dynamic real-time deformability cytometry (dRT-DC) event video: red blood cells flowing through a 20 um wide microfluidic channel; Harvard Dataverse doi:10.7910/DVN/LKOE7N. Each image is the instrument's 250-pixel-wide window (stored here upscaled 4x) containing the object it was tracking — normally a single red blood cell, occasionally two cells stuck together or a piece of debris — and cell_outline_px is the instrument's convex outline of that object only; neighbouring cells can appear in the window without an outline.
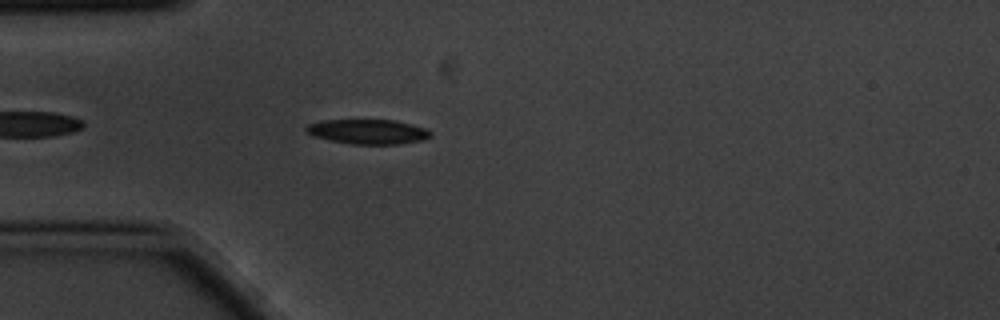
{"species": "common noctule bat (a hibernating species)", "species_latin": "Nyctalus noctula", "temperature_condition": "cold", "stored_images_in_passage": 5, "camera_frame_rate_fps": 3000, "um_per_image_px": 0.085, "animal": {"sex": "male", "body_mass_g": 20.1, "forearm_length_mm": 53.5}, "frame": {"image": 1, "passage_image": 5, "time_ms": 1.333, "image_size_px": [1000, 320], "cell_outline_px": [[432, 132], [428, 136], [420, 140], [396, 144], [352, 144], [312, 136], [304, 128], [308, 124], [320, 120], [396, 120], [428, 128]], "centroid_in_image_um": [31.26, 11.17], "position_along_channel_um": 53.7, "area_um2": 17.8}}